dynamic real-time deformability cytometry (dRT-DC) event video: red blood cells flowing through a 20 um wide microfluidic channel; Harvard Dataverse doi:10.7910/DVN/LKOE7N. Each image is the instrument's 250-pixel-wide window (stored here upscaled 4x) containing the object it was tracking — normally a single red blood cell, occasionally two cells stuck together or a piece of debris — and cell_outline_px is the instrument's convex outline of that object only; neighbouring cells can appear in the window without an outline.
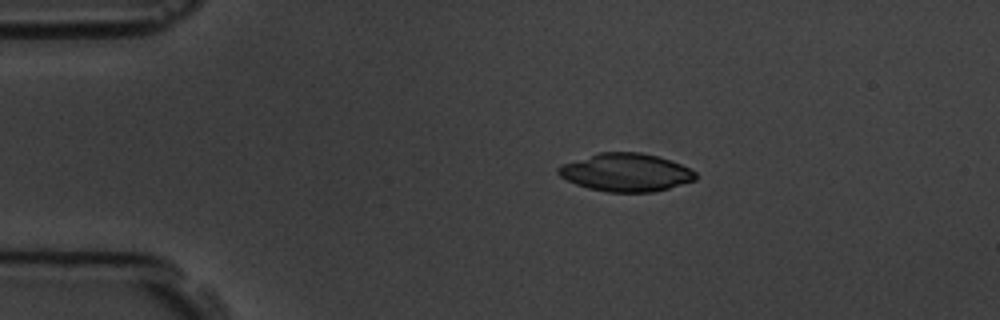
{"species": "common noctule bat (a hibernating species)", "species_latin": "Nyctalus noctula", "temperature_condition": "room temperature", "stored_images_in_passage": 5, "camera_frame_rate_fps": 3000, "um_per_image_px": 0.085, "animal": {"sex": "male", "body_mass_g": 19.5, "forearm_length_mm": 54.6}, "frame": {"image": 1, "passage_image": 3, "time_ms": 2.0, "image_size_px": [1000, 320], "cell_outline_px": [[696, 180], [668, 188], [652, 192], [608, 192], [588, 188], [576, 184], [560, 176], [556, 172], [556, 168], [560, 164], [600, 152], [640, 152], [672, 160], [696, 172]], "centroid_in_image_um": [53.18, 14.65], "position_along_channel_um": 31.8, "area_um2": 30.4}}